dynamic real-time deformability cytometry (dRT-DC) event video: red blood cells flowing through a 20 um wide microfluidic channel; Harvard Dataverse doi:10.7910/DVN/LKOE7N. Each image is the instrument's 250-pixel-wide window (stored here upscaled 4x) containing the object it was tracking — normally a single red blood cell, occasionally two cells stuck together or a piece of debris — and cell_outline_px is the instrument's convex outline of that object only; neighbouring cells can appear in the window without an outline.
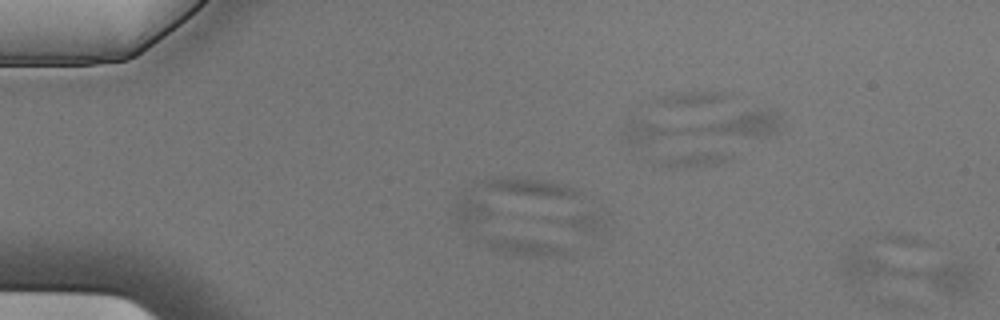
{"species": "Egyptian fruit bat (a non-hibernating species)", "species_latin": "Rousettus aegyptiacus", "temperature_condition": "cold", "stored_images_in_passage": 4, "segment_of_instrument_passage": [2, 2], "camera_frame_rate_fps": 3000, "um_per_image_px": 0.085, "animal": {"sex": "male"}, "frame": {"image": 1, "passage_image": 4, "time_ms": 1.0, "image_size_px": [1000, 320], "cell_outline_px": [[976, 288], [960, 292], [940, 292], [852, 280], [844, 272], [840, 264], [848, 248], [860, 248], [964, 264], [976, 276]], "centroid_in_image_um": [77.1, 23.05], "position_along_channel_um": 7.9, "area_um2": 29.19}}